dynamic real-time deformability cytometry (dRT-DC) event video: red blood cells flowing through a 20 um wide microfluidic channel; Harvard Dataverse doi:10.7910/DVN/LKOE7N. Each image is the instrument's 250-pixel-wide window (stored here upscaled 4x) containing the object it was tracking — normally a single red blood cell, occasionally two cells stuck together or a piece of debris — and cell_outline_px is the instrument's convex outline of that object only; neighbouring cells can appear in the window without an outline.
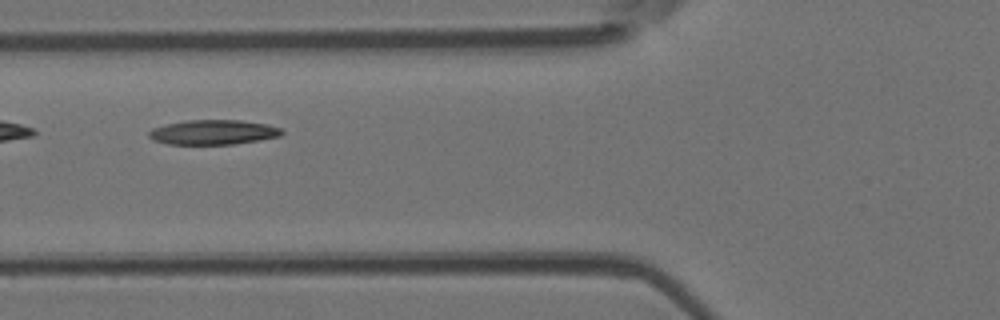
{"species": "Egyptian fruit bat (a non-hibernating species)", "species_latin": "Rousettus aegyptiacus", "temperature_condition": "room temperature", "stored_images_in_passage": 7, "camera_frame_rate_fps": 3000, "um_per_image_px": 0.085, "animal": {"sex": "female"}, "frame": {"image": 1, "passage_image": 4, "time_ms": 4.333, "image_size_px": [1000, 320], "cell_outline_px": [[284, 132], [280, 136], [232, 144], [168, 144], [152, 140], [148, 136], [148, 132], [152, 128], [168, 124], [188, 120], [240, 120], [268, 124], [280, 128]], "centroid_in_image_um": [18.11, 11.23], "position_along_channel_um": 107.7, "area_um2": 19.02}}
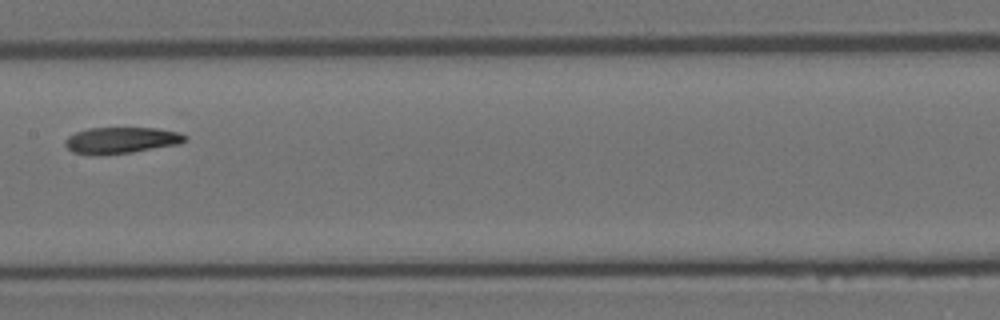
{"frame": {"image": 2, "passage_image": 6, "time_ms": 6.667, "image_size_px": [1000, 320], "cell_outline_px": [[188, 140], [180, 144], [132, 152], [96, 156], [92, 156], [72, 152], [64, 144], [64, 140], [68, 136], [76, 132], [88, 128], [156, 128], [176, 132], [188, 136]], "centroid_in_image_um": [10.27, 11.94], "position_along_channel_um": 197.1, "area_um2": 18.61}}
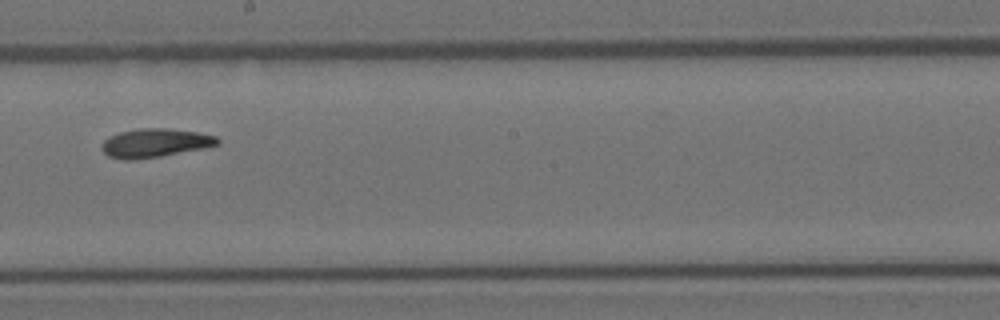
{"frame": {"image": 3, "passage_image": 7, "time_ms": 7.667, "image_size_px": [1000, 320], "cell_outline_px": [[220, 144], [160, 156], [132, 160], [124, 160], [108, 156], [100, 148], [100, 144], [104, 140], [120, 132], [140, 128], [168, 128], [196, 132], [216, 136], [220, 140]], "centroid_in_image_um": [13.13, 12.15], "position_along_channel_um": 235.1, "area_um2": 19.13}}